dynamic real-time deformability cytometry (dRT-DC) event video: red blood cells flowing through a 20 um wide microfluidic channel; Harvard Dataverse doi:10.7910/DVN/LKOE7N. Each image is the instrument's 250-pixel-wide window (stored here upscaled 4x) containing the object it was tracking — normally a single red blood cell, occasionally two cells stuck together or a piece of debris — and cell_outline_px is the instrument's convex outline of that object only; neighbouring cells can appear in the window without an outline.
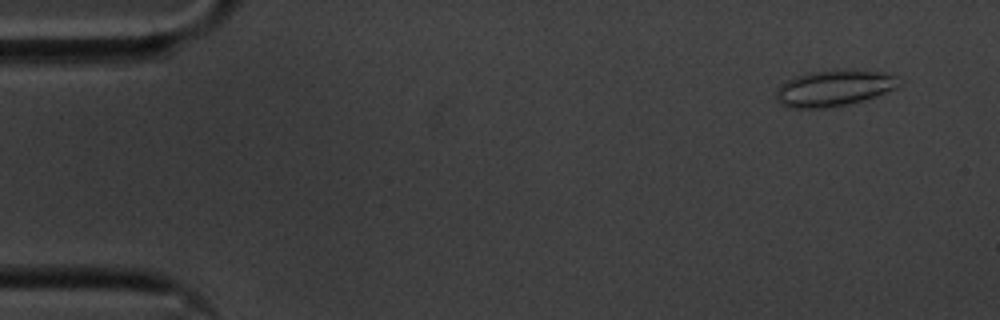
{"species": "common noctule bat (a hibernating species)", "species_latin": "Nyctalus noctula", "temperature_condition": "cold", "stored_images_in_passage": 56, "camera_frame_rate_fps": 3000, "um_per_image_px": 0.085, "animal": {"sex": "male", "body_mass_g": 20.1, "forearm_length_mm": 53.5}, "frame": {"image": 1, "passage_image": 4, "time_ms": 1.0, "image_size_px": [1000, 320], "cell_outline_px": [[900, 84], [896, 88], [880, 96], [848, 104], [828, 108], [792, 108], [780, 104], [776, 100], [776, 88], [780, 84], [796, 76], [808, 72], [844, 68], [884, 72], [896, 76]], "centroid_in_image_um": [70.9, 7.48], "position_along_channel_um": 14.1, "area_um2": 26.47}}
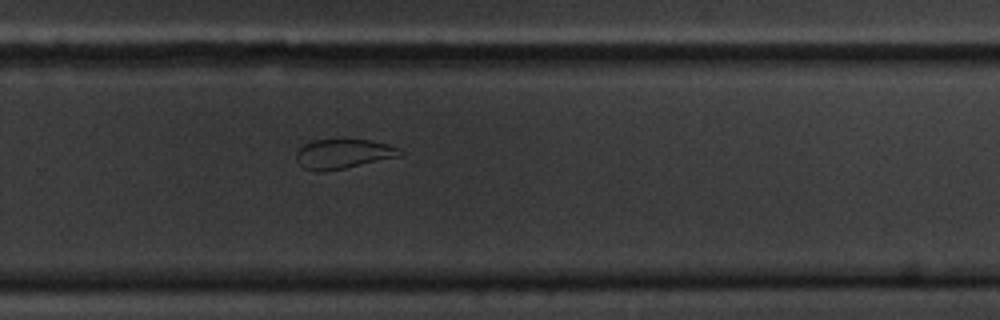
{"frame": {"image": 2, "passage_image": 37, "time_ms": 12.0, "image_size_px": [1000, 320], "cell_outline_px": [[404, 156], [344, 168], [320, 172], [316, 172], [304, 168], [296, 160], [296, 152], [304, 144], [312, 140], [368, 140], [388, 144], [400, 148], [404, 152]], "centroid_in_image_um": [29.21, 13.09], "position_along_channel_um": 300.6, "area_um2": 17.98}}
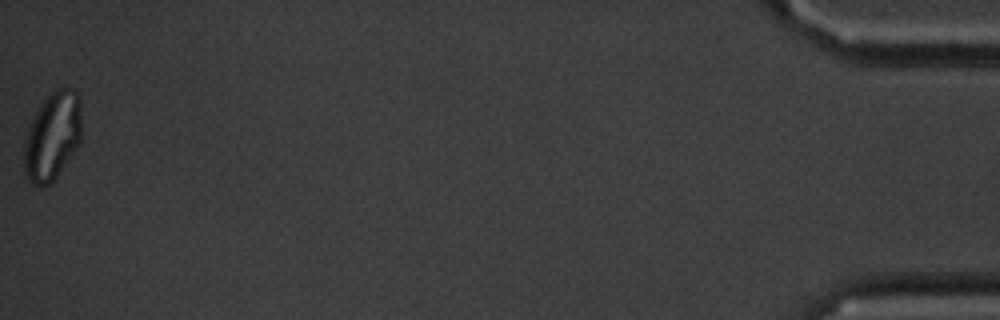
{"frame": {"image": 3, "passage_image": 56, "time_ms": 18.333, "image_size_px": [1000, 320], "cell_outline_px": [[80, 144], [56, 176], [48, 184], [32, 184], [24, 176], [24, 140], [28, 128], [40, 104], [56, 88], [72, 88], [80, 96]], "centroid_in_image_um": [4.45, 11.56], "position_along_channel_um": 430.8, "area_um2": 29.3}, "authors_computed_cell_mechanics": {"area_um2": 22.2241, "velocity_mm_per_s": 3.5679, "shape_relaxation_time_tau1_ms": null, "shape_relaxation_time_tau2_ms": 1.9423, "deformation_change_tau1": null, "deformation_change_tau2": 0.0776}}